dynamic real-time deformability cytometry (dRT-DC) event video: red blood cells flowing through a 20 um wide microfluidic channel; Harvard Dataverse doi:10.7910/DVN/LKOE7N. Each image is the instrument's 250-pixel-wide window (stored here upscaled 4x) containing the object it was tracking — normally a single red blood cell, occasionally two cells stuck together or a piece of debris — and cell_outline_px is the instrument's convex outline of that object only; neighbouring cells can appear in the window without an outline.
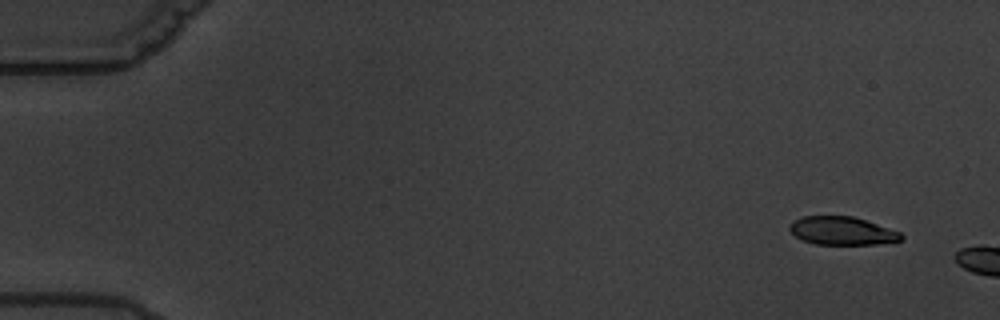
{"species": "common noctule bat (a hibernating species)", "species_latin": "Nyctalus noctula", "temperature_condition": "warm", "stored_images_in_passage": 3, "camera_frame_rate_fps": 3000, "um_per_image_px": 0.085, "animal": {"sex": "male", "body_mass_g": 19.5, "forearm_length_mm": 54.6}, "frame": {"image": 1, "passage_image": 1, "time_ms": 0.0, "image_size_px": [1000, 320], "cell_outline_px": [[904, 240], [876, 244], [816, 244], [804, 240], [796, 236], [788, 228], [796, 220], [804, 216], [852, 216], [900, 232], [904, 236]], "centroid_in_image_um": [71.61, 19.63], "position_along_channel_um": 13.4, "area_um2": 17.98}}